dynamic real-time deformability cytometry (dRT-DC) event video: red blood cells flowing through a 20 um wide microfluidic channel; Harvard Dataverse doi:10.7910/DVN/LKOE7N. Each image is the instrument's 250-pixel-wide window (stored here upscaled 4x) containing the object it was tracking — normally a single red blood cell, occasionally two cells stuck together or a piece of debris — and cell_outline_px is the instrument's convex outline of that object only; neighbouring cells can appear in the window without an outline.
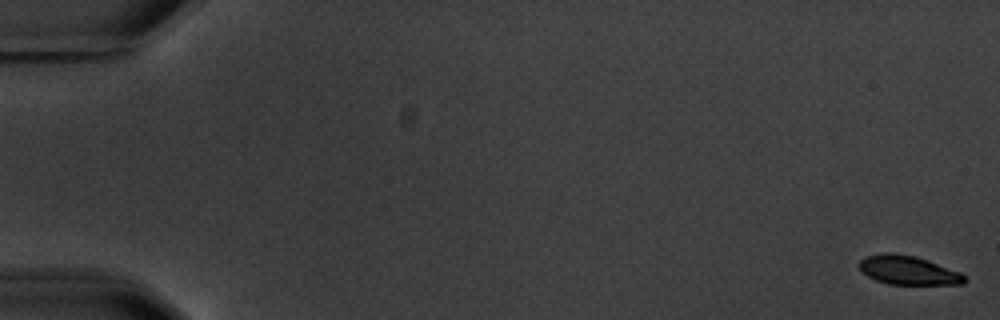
{"species": "common noctule bat (a hibernating species)", "species_latin": "Nyctalus noctula", "temperature_condition": "warm", "stored_images_in_passage": 4, "camera_frame_rate_fps": 3000, "um_per_image_px": 0.085, "animal": {"sex": "male", "body_mass_g": 20.1, "forearm_length_mm": 53.5}, "frame": {"image": 1, "passage_image": 1, "time_ms": 0.0, "image_size_px": [1000, 320], "cell_outline_px": [[968, 280], [964, 284], [888, 284], [876, 280], [868, 276], [860, 268], [860, 260], [864, 256], [884, 252], [892, 252], [912, 256], [928, 260], [960, 272]], "centroid_in_image_um": [77.2, 22.96], "position_along_channel_um": 7.8, "area_um2": 17.63}}
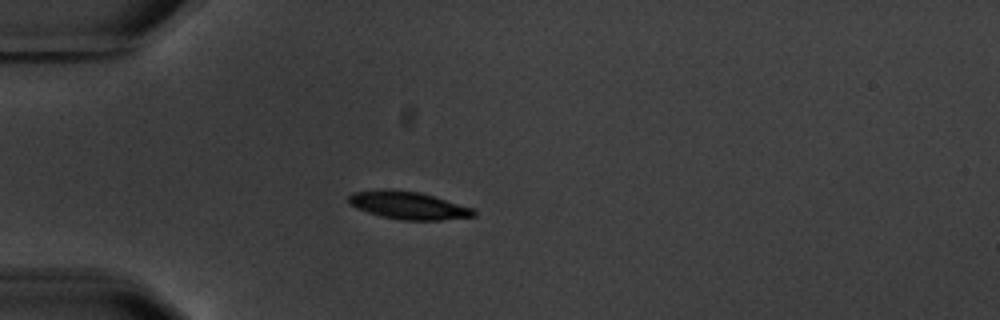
{"frame": {"image": 2, "passage_image": 4, "time_ms": 5.333, "image_size_px": [1000, 320], "cell_outline_px": [[476, 216], [440, 220], [404, 220], [380, 216], [356, 208], [348, 204], [348, 196], [352, 192], [384, 188], [388, 188], [420, 192], [472, 208], [476, 212]], "centroid_in_image_um": [34.64, 17.44], "position_along_channel_um": 50.4, "area_um2": 20.29}}